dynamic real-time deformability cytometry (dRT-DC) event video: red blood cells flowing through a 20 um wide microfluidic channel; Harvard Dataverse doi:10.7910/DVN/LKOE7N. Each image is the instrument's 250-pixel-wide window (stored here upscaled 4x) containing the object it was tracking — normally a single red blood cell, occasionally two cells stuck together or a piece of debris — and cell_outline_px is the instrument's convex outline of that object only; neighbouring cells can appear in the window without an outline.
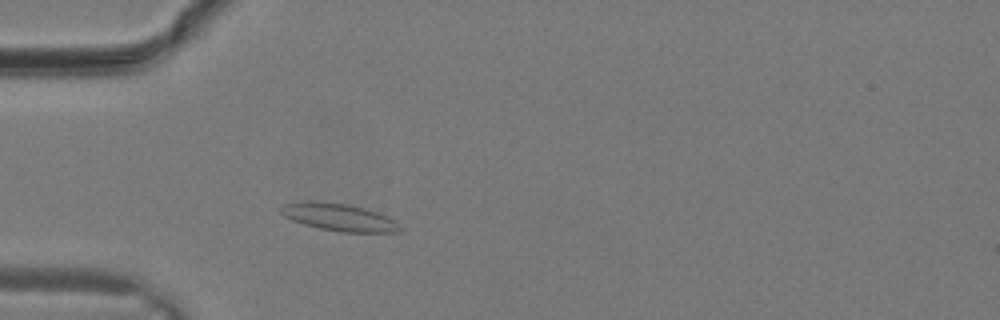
{"species": "common noctule bat (a hibernating species)", "species_latin": "Nyctalus noctula", "temperature_condition": "warm", "stored_images_in_passage": 7, "camera_frame_rate_fps": 3000, "um_per_image_px": 0.085, "animal": {"sex": "male", "body_mass_g": 19.2, "forearm_length_mm": 51.8}, "frame": {"image": 1, "passage_image": 3, "time_ms": 0.667, "image_size_px": [1000, 320], "cell_outline_px": [[400, 232], [340, 232], [320, 228], [304, 224], [292, 220], [284, 216], [280, 212], [280, 208], [284, 204], [308, 200], [348, 204], [364, 208], [388, 216], [396, 220], [400, 228]], "centroid_in_image_um": [28.81, 18.46], "position_along_channel_um": 56.2, "area_um2": 18.96}}
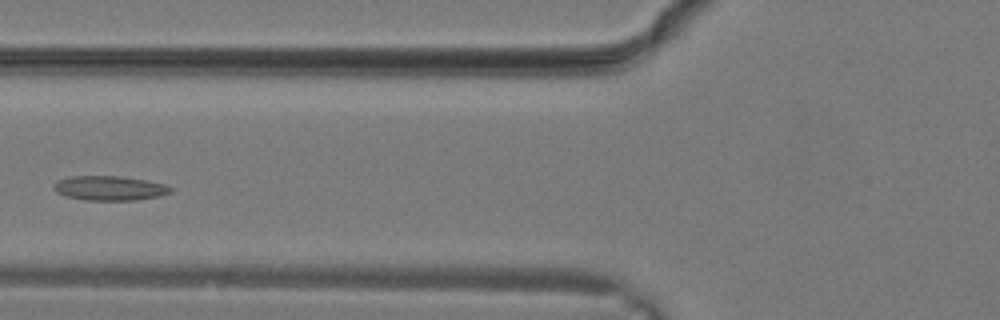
{"frame": {"image": 2, "passage_image": 6, "time_ms": 1.667, "image_size_px": [1000, 320], "cell_outline_px": [[172, 192], [160, 196], [136, 200], [84, 200], [64, 196], [56, 192], [52, 188], [52, 184], [68, 176], [120, 176], [148, 180], [164, 184], [172, 188]], "centroid_in_image_um": [9.3, 15.99], "position_along_channel_um": 116.5, "area_um2": 16.88}}